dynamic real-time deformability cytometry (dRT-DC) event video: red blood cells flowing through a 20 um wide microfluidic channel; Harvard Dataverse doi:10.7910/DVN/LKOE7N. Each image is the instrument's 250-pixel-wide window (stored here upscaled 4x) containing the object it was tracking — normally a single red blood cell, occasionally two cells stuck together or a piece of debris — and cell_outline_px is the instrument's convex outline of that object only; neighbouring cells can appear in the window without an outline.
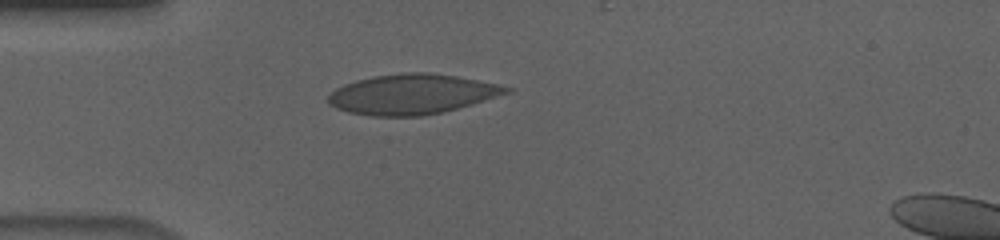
{"species": "human", "species_latin": "Homo sapiens", "temperature_condition": "cold", "stored_images_in_passage": 41, "camera_frame_rate_fps": 3000, "um_per_image_px": 0.085, "donor": {"sex": "male"}, "frame": {"image": 1, "passage_image": 1, "time_ms": 0.0, "image_size_px": [1000, 240], "cell_outline_px": [[512, 92], [472, 104], [440, 112], [420, 116], [368, 116], [348, 112], [336, 108], [328, 104], [328, 96], [336, 88], [344, 84], [356, 80], [372, 76], [404, 72], [428, 72], [456, 76], [496, 84], [512, 88]], "centroid_in_image_um": [34.98, 8.0], "position_along_channel_um": 50.0, "area_um2": 41.44}}
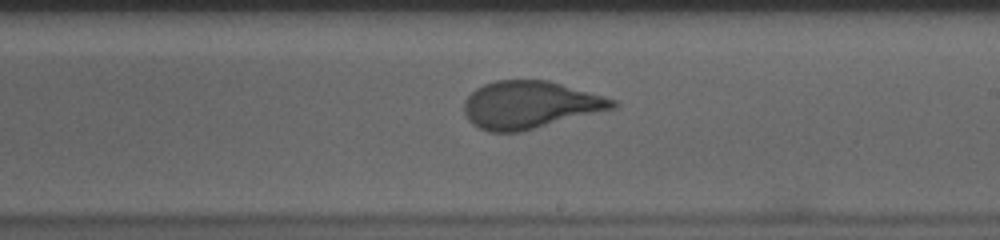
{"frame": {"image": 2, "passage_image": 18, "time_ms": 5.667, "image_size_px": [1000, 240], "cell_outline_px": [[620, 104], [616, 108], [520, 132], [488, 132], [472, 124], [468, 120], [464, 112], [464, 100], [476, 88], [484, 84], [496, 80], [548, 80], [616, 100]], "centroid_in_image_um": [45.03, 8.92], "position_along_channel_um": 244.0, "area_um2": 41.04}}
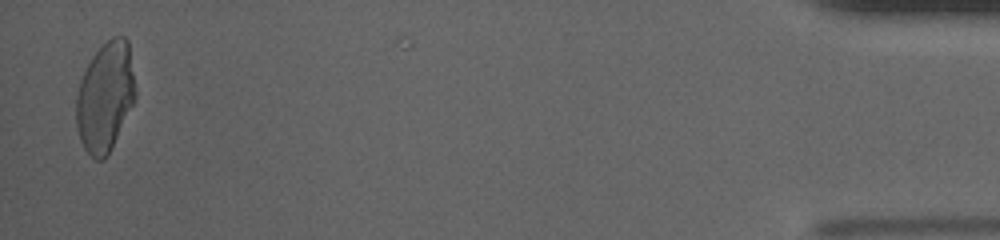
{"frame": {"image": 3, "passage_image": 40, "time_ms": 13.0, "image_size_px": [1000, 240], "cell_outline_px": [[136, 100], [108, 156], [104, 160], [96, 160], [84, 148], [80, 140], [76, 124], [76, 96], [80, 80], [92, 56], [112, 36], [124, 36], [128, 40], [136, 92]], "centroid_in_image_um": [8.95, 8.26], "position_along_channel_um": 426.2, "area_um2": 37.92}, "authors_computed_cell_mechanics": {"area_um2": 40.8068, "velocity_mm_per_s": 3.6608, "shape_relaxation_time_tau1_ms": 7.3812, "shape_relaxation_time_tau2_ms": null, "deformation_change_tau1": 0.2203, "deformation_change_tau2": null}}